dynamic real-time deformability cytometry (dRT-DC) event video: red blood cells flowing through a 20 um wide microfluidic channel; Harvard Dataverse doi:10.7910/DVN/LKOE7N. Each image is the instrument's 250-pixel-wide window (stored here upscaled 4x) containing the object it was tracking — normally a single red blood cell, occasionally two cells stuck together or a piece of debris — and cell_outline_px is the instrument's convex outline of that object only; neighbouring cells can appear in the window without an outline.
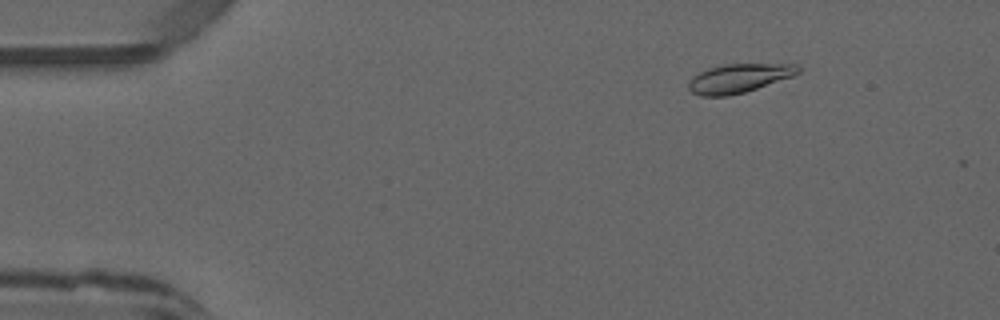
{"species": "common noctule bat (a hibernating species)", "species_latin": "Nyctalus noctula", "temperature_condition": "warm", "stored_images_in_passage": 9, "camera_frame_rate_fps": 3000, "um_per_image_px": 0.085, "animal": {"sex": "male", "forearm_length_mm": 52.5}, "frame": {"image": 1, "passage_image": 3, "time_ms": 0.667, "image_size_px": [1000, 320], "cell_outline_px": [[800, 72], [784, 80], [744, 92], [728, 96], [700, 96], [692, 92], [688, 88], [688, 84], [692, 76], [708, 68], [724, 64], [796, 64], [800, 68]], "centroid_in_image_um": [62.81, 6.65], "position_along_channel_um": 22.2, "area_um2": 18.5}}